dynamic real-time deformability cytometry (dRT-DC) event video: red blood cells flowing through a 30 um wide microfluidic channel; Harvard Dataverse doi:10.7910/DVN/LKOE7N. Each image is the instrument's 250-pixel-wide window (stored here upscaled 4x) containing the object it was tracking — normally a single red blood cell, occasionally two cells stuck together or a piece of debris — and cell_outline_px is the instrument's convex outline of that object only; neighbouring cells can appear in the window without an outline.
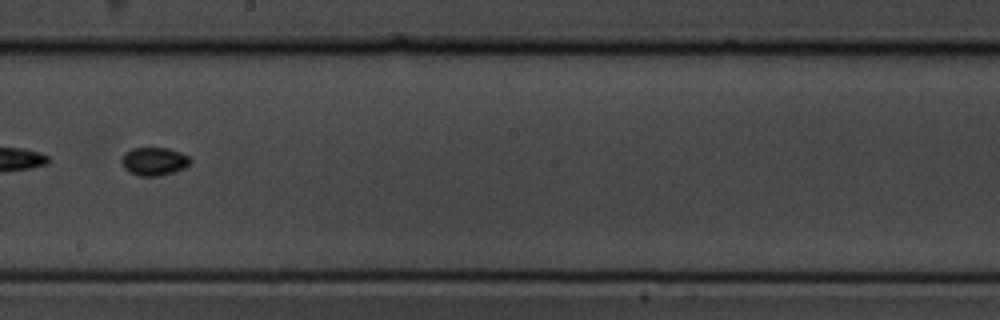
{"species": "common noctule bat (a hibernating species)", "species_latin": "Nyctalus noctula", "temperature_condition": "cold", "stored_images_in_passage": 16, "segment_of_instrument_passage": [2, 2], "camera_frame_rate_fps": 3000, "um_per_image_px": 0.085, "animal": {"sex": "male", "body_mass_g": 19.5, "forearm_length_mm": 54.6}, "frame": {"image": 1, "passage_image": 10, "time_ms": 10.333, "image_size_px": [1000, 320], "cell_outline_px": [[192, 160], [184, 168], [160, 176], [140, 176], [128, 172], [124, 168], [120, 160], [124, 152], [132, 148], [168, 148], [180, 152], [188, 156]], "centroid_in_image_um": [13.06, 13.71], "position_along_channel_um": 235.1, "area_um2": 11.33}}